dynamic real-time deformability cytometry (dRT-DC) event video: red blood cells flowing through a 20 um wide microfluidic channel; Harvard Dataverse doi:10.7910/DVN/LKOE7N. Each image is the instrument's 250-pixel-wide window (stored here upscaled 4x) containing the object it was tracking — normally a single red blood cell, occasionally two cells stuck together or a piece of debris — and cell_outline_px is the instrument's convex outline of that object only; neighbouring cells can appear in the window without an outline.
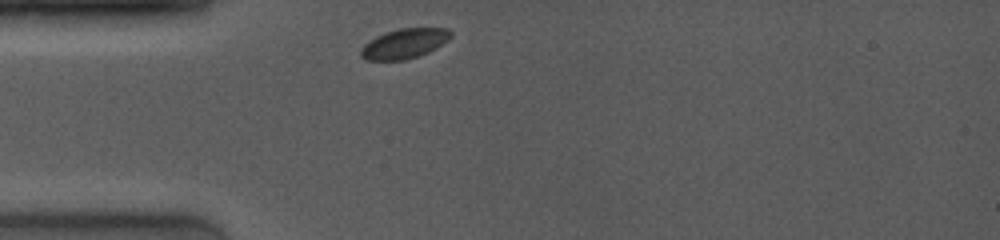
{"species": "common noctule bat (a hibernating species)", "species_latin": "Nyctalus noctula", "temperature_condition": "room temperature", "stored_images_in_passage": 25, "camera_frame_rate_fps": 4000, "um_per_image_px": 0.085, "animal": {"sex": "female", "body_mass_g": 19.0, "forearm_length_mm": 53.3}, "frame": {"image": 1, "passage_image": 1, "time_ms": 0.0, "image_size_px": [1000, 240], "cell_outline_px": [[452, 36], [448, 40], [436, 48], [428, 52], [404, 60], [364, 60], [360, 56], [360, 48], [364, 44], [376, 36], [400, 28], [448, 28], [452, 32]], "centroid_in_image_um": [34.36, 3.7], "position_along_channel_um": 50.6, "area_um2": 15.61}}
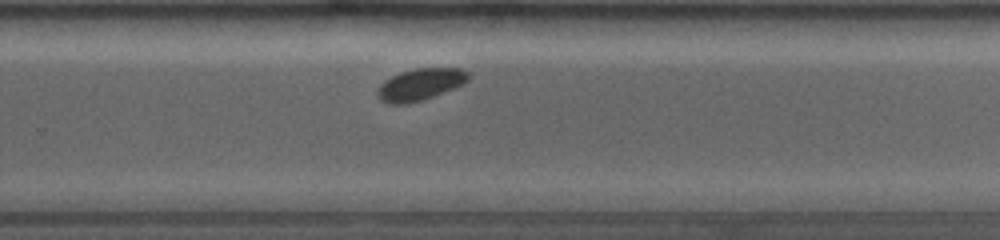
{"frame": {"image": 2, "passage_image": 19, "time_ms": 6.5, "image_size_px": [1000, 240], "cell_outline_px": [[472, 76], [468, 80], [452, 88], [432, 96], [408, 104], [388, 104], [380, 100], [376, 96], [376, 92], [380, 84], [384, 80], [400, 72], [416, 68], [464, 68]], "centroid_in_image_um": [35.68, 7.17], "position_along_channel_um": 294.1, "area_um2": 16.82}}
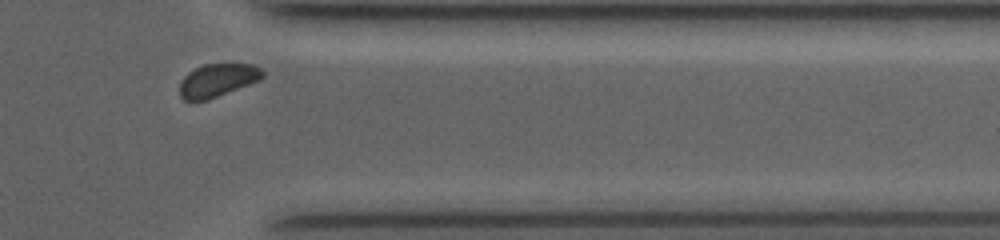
{"frame": {"image": 3, "passage_image": 24, "time_ms": 9.0, "image_size_px": [1000, 240], "cell_outline_px": [[264, 76], [260, 80], [208, 100], [184, 100], [180, 96], [180, 84], [184, 76], [188, 72], [204, 64], [252, 64], [260, 68], [264, 72]], "centroid_in_image_um": [18.5, 6.82], "position_along_channel_um": 392.9, "area_um2": 15.9}}